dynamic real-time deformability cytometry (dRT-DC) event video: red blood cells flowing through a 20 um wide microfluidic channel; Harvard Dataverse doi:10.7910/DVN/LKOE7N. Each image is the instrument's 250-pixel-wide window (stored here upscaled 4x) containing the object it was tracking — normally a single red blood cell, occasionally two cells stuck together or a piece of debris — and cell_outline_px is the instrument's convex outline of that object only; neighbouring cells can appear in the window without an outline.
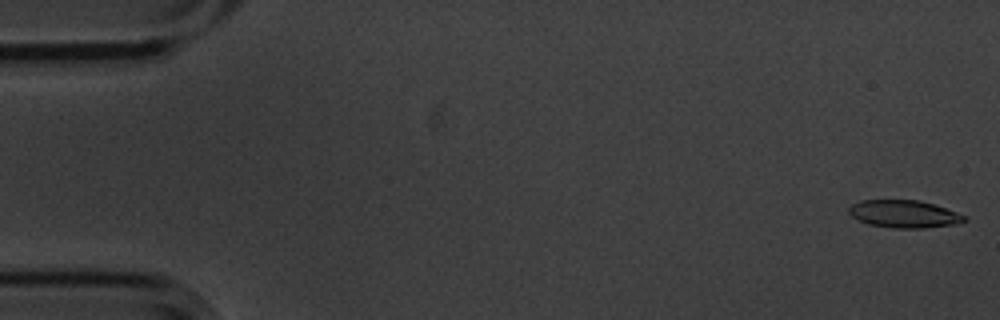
{"species": "common noctule bat (a hibernating species)", "species_latin": "Nyctalus noctula", "temperature_condition": "cold", "stored_images_in_passage": 55, "camera_frame_rate_fps": 3000, "um_per_image_px": 0.085, "animal": {"sex": "male", "body_mass_g": 20.1, "forearm_length_mm": 53.5}, "frame": {"image": 1, "passage_image": 1, "time_ms": 0.0, "image_size_px": [1000, 320], "cell_outline_px": [[968, 220], [956, 224], [924, 228], [896, 228], [868, 224], [852, 216], [848, 212], [848, 208], [852, 204], [860, 200], [920, 200], [956, 212], [964, 216]], "centroid_in_image_um": [76.83, 18.18], "position_along_channel_um": 8.2, "area_um2": 18.38}}
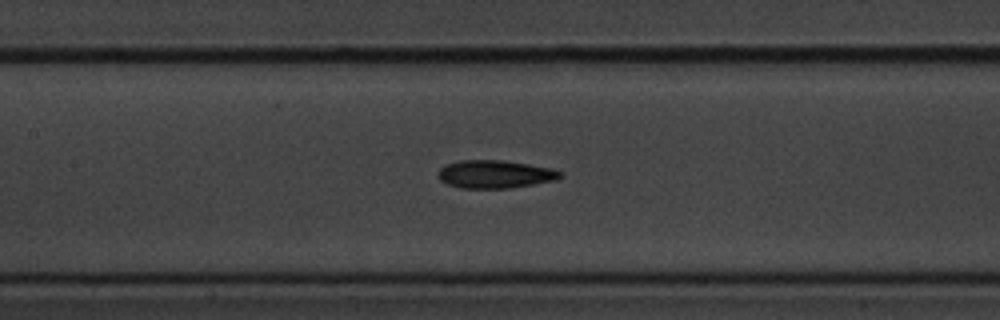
{"frame": {"image": 2, "passage_image": 25, "time_ms": 8.0, "image_size_px": [1000, 320], "cell_outline_px": [[560, 176], [556, 180], [512, 188], [460, 188], [448, 184], [440, 180], [436, 176], [440, 168], [448, 164], [460, 160], [504, 160], [552, 168], [560, 172]], "centroid_in_image_um": [42.04, 14.81], "position_along_channel_um": 165.4, "area_um2": 19.88}}
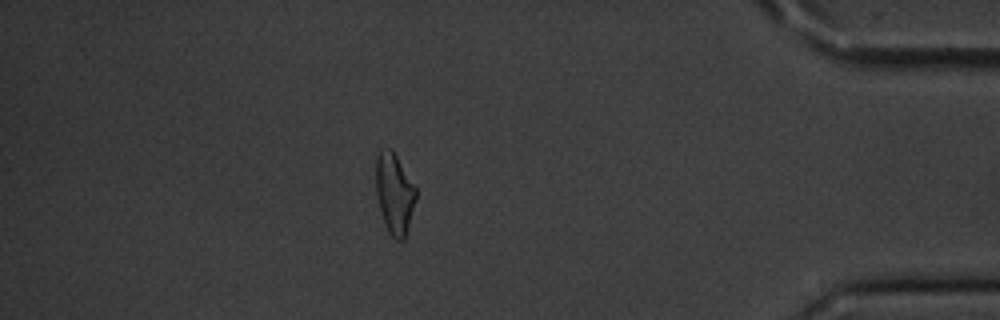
{"frame": {"image": 3, "passage_image": 48, "time_ms": 15.667, "image_size_px": [1000, 320], "cell_outline_px": [[416, 200], [404, 240], [396, 240], [388, 232], [380, 208], [376, 192], [376, 156], [380, 148], [392, 148], [416, 188]], "centroid_in_image_um": [33.52, 16.41], "position_along_channel_um": 401.7, "area_um2": 18.73}, "authors_computed_cell_mechanics": {"area_um2": 19.5364, "velocity_mm_per_s": 3.6202, "shape_relaxation_time_tau1_ms": 3.2566, "shape_relaxation_time_tau2_ms": 4.6236, "deformation_change_tau1": 0.1291, "deformation_change_tau2": 0.1272}}